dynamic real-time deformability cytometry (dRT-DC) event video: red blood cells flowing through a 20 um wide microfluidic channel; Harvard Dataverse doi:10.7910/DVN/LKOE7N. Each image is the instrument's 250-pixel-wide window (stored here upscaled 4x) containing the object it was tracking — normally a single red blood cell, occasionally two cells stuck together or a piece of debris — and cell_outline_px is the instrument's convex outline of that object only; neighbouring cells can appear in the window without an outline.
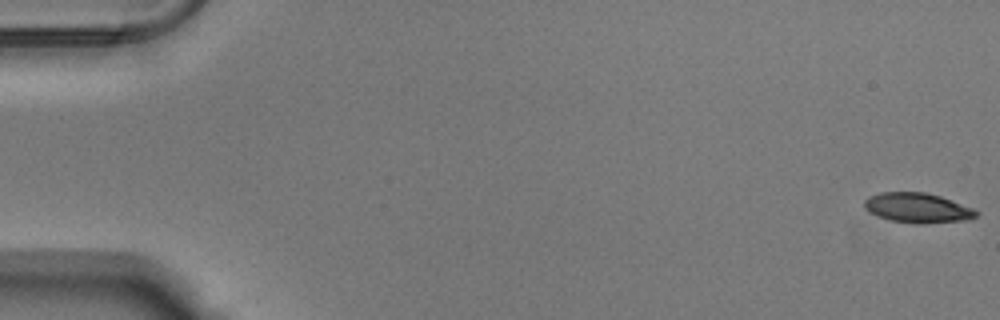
{"species": "Egyptian fruit bat (a non-hibernating species)", "species_latin": "Rousettus aegyptiacus", "temperature_condition": "warm", "stored_images_in_passage": 54, "camera_frame_rate_fps": 3000, "um_per_image_px": 0.085, "animal": {"sex": "male"}, "frame": {"image": 1, "passage_image": 1, "time_ms": 0.0, "image_size_px": [1000, 320], "cell_outline_px": [[980, 212], [972, 220], [924, 224], [916, 224], [888, 220], [876, 216], [868, 212], [864, 208], [864, 200], [880, 192], [924, 192], [940, 196], [976, 208]], "centroid_in_image_um": [78.04, 17.69], "position_along_channel_um": 7.0, "area_um2": 19.94}}
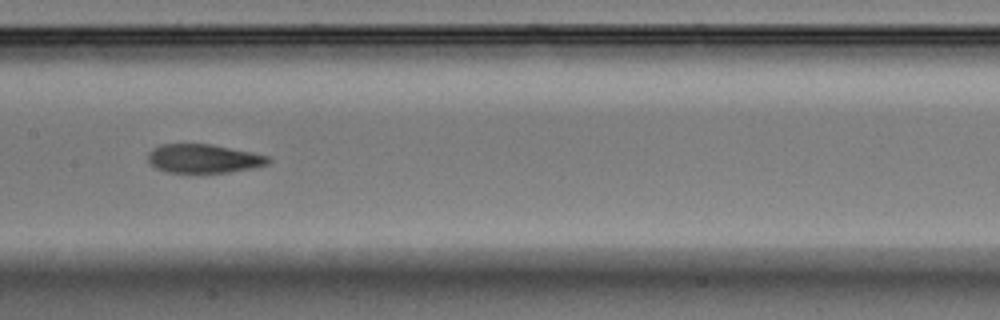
{"frame": {"image": 2, "passage_image": 28, "time_ms": 9.0, "image_size_px": [1000, 320], "cell_outline_px": [[272, 160], [268, 164], [252, 168], [228, 172], [168, 172], [156, 168], [148, 160], [148, 152], [152, 148], [164, 144], [208, 144], [252, 152], [268, 156]], "centroid_in_image_um": [17.31, 13.47], "position_along_channel_um": 190.1, "area_um2": 19.94}}
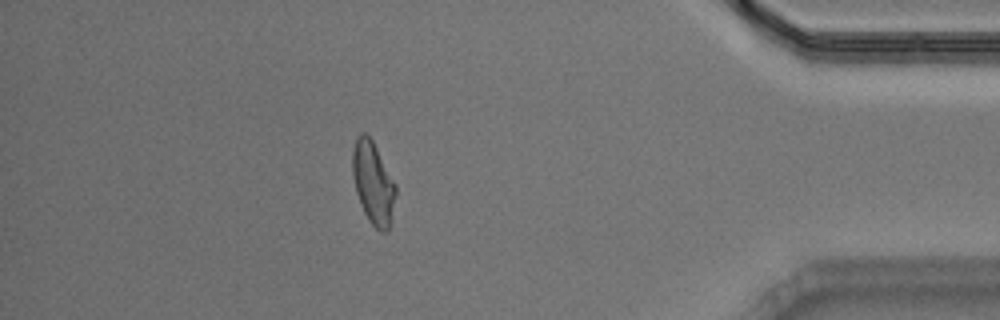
{"frame": {"image": 3, "passage_image": 48, "time_ms": 15.667, "image_size_px": [1000, 320], "cell_outline_px": [[396, 196], [388, 232], [380, 232], [368, 220], [360, 204], [356, 192], [352, 176], [352, 152], [356, 136], [360, 132], [364, 132], [372, 140], [396, 184]], "centroid_in_image_um": [31.7, 15.55], "position_along_channel_um": 403.5, "area_um2": 20.87}, "authors_computed_cell_mechanics": {"area_um2": 20.6924, "velocity_mm_per_s": 3.7922, "shape_relaxation_time_tau1_ms": null, "shape_relaxation_time_tau2_ms": 2.4061, "deformation_change_tau1": null, "deformation_change_tau2": 0.0995}}